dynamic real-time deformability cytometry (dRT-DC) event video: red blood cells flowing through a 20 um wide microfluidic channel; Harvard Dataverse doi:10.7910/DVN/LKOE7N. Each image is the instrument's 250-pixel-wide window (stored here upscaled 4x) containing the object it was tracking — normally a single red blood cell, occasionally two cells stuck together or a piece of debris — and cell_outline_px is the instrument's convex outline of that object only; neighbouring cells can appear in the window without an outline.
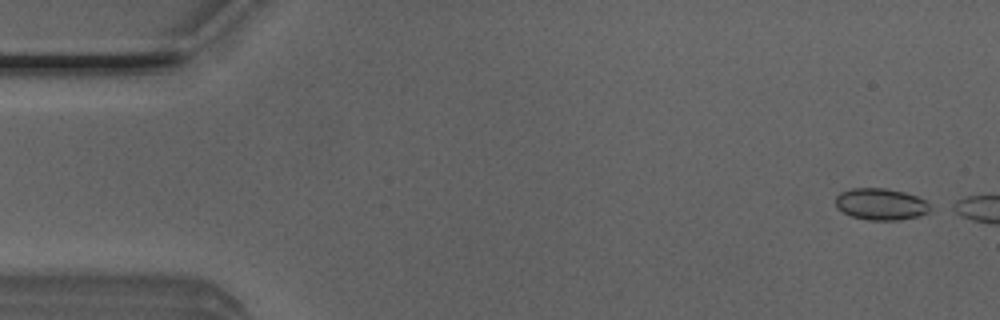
{"species": "Egyptian fruit bat (a non-hibernating species)", "species_latin": "Rousettus aegyptiacus", "temperature_condition": "room temperature", "stored_images_in_passage": 6, "camera_frame_rate_fps": 3000, "um_per_image_px": 0.085, "animal": {"sex": "male"}, "frame": {"image": 1, "passage_image": 1, "time_ms": 0.0, "image_size_px": [1000, 320], "cell_outline_px": [[936, 208], [932, 212], [920, 216], [900, 220], [868, 220], [852, 216], [836, 208], [836, 196], [840, 192], [852, 188], [884, 188], [904, 192], [916, 196], [924, 200]], "centroid_in_image_um": [74.94, 17.36], "position_along_channel_um": 10.1, "area_um2": 17.74}}